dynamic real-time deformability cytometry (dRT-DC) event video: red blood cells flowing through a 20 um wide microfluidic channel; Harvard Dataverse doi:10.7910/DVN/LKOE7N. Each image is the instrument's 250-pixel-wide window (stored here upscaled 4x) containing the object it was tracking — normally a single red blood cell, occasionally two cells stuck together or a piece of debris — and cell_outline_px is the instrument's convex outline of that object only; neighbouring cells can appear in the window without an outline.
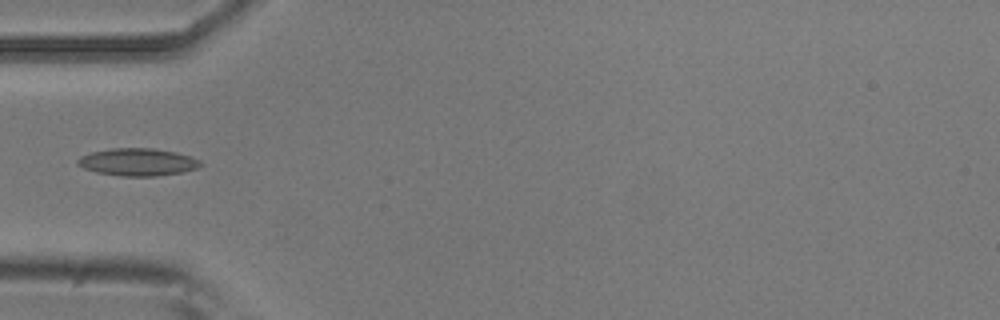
{"species": "common noctule bat (a hibernating species)", "species_latin": "Nyctalus noctula", "temperature_condition": "room temperature", "stored_images_in_passage": 2, "camera_frame_rate_fps": 3000, "um_per_image_px": 0.085, "animal": {"sex": "male", "body_mass_g": 20.5, "forearm_length_mm": 52.5}, "frame": {"image": 1, "passage_image": 2, "time_ms": 0.333, "image_size_px": [1000, 320], "cell_outline_px": [[204, 164], [196, 168], [180, 172], [156, 176], [120, 176], [96, 172], [84, 168], [76, 164], [76, 160], [80, 156], [92, 152], [112, 148], [152, 148], [176, 152], [192, 156], [200, 160]], "centroid_in_image_um": [11.7, 13.77], "position_along_channel_um": 73.3, "area_um2": 19.71}}